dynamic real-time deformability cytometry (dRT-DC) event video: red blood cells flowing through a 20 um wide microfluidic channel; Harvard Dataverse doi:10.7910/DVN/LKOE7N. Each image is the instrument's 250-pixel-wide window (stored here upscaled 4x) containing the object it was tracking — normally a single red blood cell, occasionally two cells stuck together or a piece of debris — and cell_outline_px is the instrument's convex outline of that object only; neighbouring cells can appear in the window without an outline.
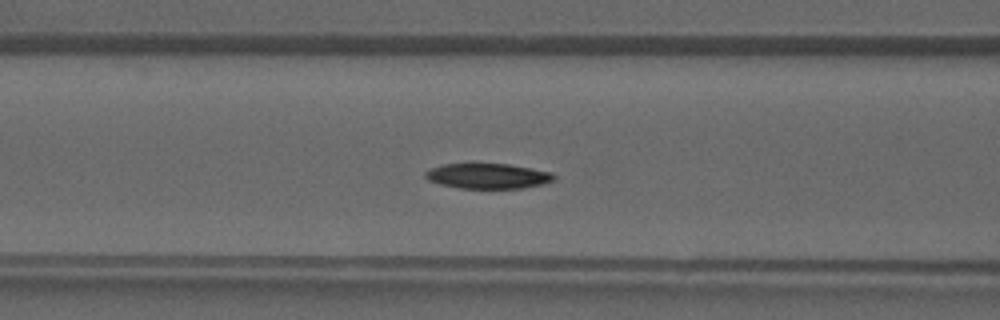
{"species": "common noctule bat (a hibernating species)", "species_latin": "Nyctalus noctula", "temperature_condition": "warm", "stored_images_in_passage": 41, "camera_frame_rate_fps": 3000, "um_per_image_px": 0.085, "animal": {"sex": "male", "forearm_length_mm": 52.5}, "frame": {"image": 1, "passage_image": 16, "time_ms": 5.0, "image_size_px": [1000, 320], "cell_outline_px": [[556, 180], [544, 184], [524, 188], [460, 188], [440, 184], [428, 180], [424, 176], [424, 172], [428, 168], [440, 164], [472, 160], [508, 164], [552, 172], [556, 176]], "centroid_in_image_um": [41.4, 14.9], "position_along_channel_um": 125.2, "area_um2": 20.06}}
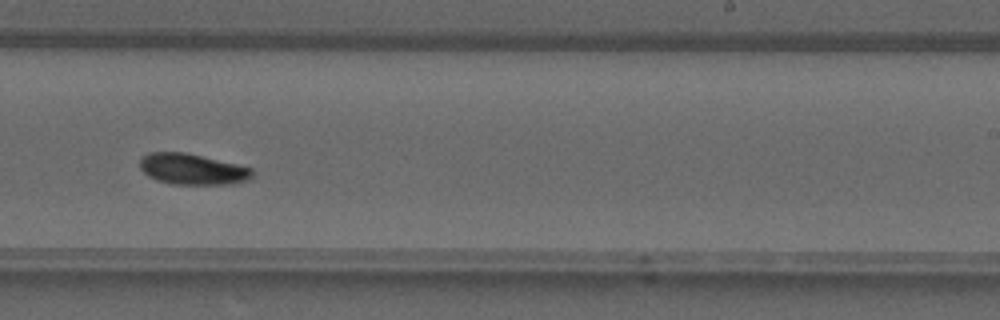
{"frame": {"image": 2, "passage_image": 25, "time_ms": 8.0, "image_size_px": [1000, 320], "cell_outline_px": [[252, 176], [248, 180], [232, 184], [172, 184], [156, 180], [148, 176], [140, 168], [140, 156], [148, 152], [184, 152], [236, 164], [252, 168]], "centroid_in_image_um": [16.31, 14.38], "position_along_channel_um": 272.7, "area_um2": 20.23}}
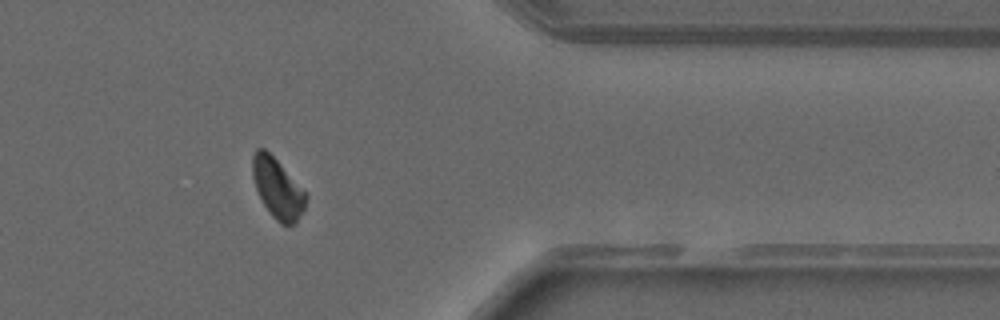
{"frame": {"image": 3, "passage_image": 33, "time_ms": 10.667, "image_size_px": [1000, 320], "cell_outline_px": [[308, 196], [304, 208], [296, 224], [280, 224], [272, 216], [264, 204], [256, 188], [252, 176], [252, 156], [256, 148], [264, 148], [280, 164]], "centroid_in_image_um": [23.58, 16.02], "position_along_channel_um": 387.8, "area_um2": 18.26}}